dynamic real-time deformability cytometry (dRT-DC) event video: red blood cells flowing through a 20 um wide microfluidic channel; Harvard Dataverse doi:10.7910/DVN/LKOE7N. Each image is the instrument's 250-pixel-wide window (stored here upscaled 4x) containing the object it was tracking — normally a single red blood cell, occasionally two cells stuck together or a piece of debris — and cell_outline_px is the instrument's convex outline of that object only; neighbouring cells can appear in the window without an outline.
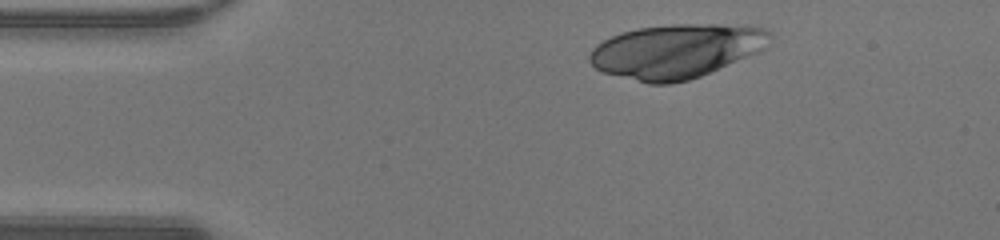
{"species": "human", "species_latin": "Homo sapiens", "temperature_condition": "warm", "stored_images_in_passage": 35, "camera_frame_rate_fps": 3000, "um_per_image_px": 0.085, "donor": {"sex": "male"}, "frame": {"image": 1, "passage_image": 1, "time_ms": 0.0, "image_size_px": [1000, 240], "cell_outline_px": [[772, 36], [764, 52], [700, 76], [688, 80], [672, 84], [648, 84], [604, 72], [596, 68], [588, 60], [588, 56], [592, 48], [596, 44], [620, 32], [640, 28], [672, 24], [748, 24], [768, 28], [772, 32]], "centroid_in_image_um": [57.59, 4.33], "position_along_channel_um": 27.4, "area_um2": 57.92}}
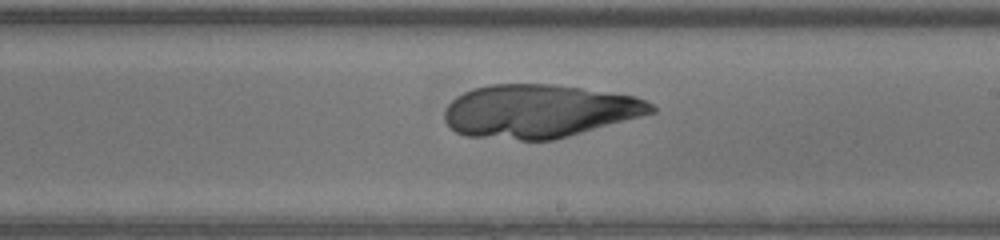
{"frame": {"image": 2, "passage_image": 20, "time_ms": 6.333, "image_size_px": [1000, 240], "cell_outline_px": [[656, 112], [568, 136], [552, 140], [520, 140], [464, 136], [456, 132], [444, 120], [444, 112], [448, 104], [456, 96], [472, 88], [488, 84], [552, 84], [636, 96], [652, 104], [656, 108]], "centroid_in_image_um": [45.78, 9.44], "position_along_channel_um": 243.2, "area_um2": 64.1}}
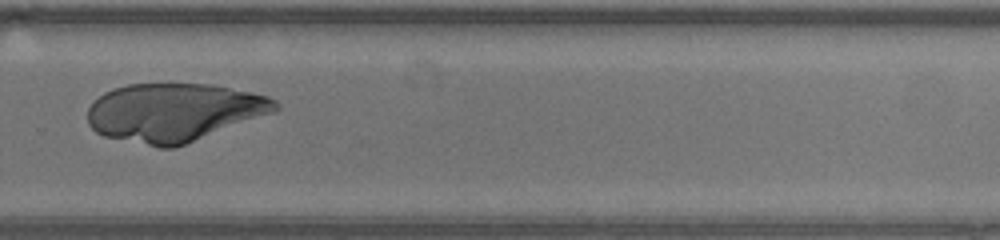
{"frame": {"image": 3, "passage_image": 25, "time_ms": 8.0, "image_size_px": [1000, 240], "cell_outline_px": [[280, 108], [276, 112], [184, 144], [172, 148], [160, 148], [104, 136], [96, 132], [88, 124], [88, 108], [104, 92], [112, 88], [128, 84], [212, 84], [252, 92], [268, 96], [276, 100], [280, 104]], "centroid_in_image_um": [14.82, 9.54], "position_along_channel_um": 315.0, "area_um2": 63.75}}